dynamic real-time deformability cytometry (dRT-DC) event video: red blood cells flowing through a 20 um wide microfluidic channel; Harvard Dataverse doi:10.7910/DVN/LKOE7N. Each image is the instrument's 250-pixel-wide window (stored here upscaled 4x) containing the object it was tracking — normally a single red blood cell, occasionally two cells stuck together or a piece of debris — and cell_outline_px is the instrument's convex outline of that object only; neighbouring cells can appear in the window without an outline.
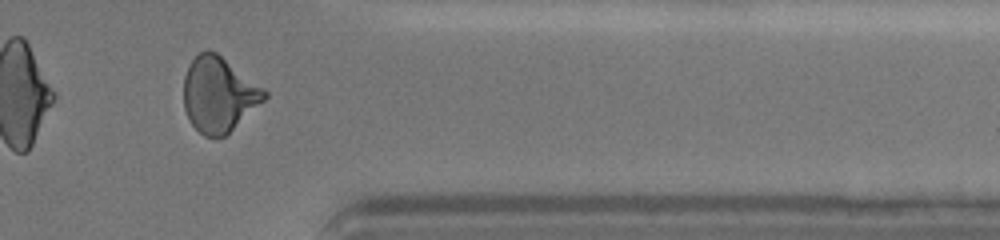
{"species": "human", "species_latin": "Homo sapiens", "temperature_condition": "cold", "stored_images_in_passage": 36, "camera_frame_rate_fps": 3000, "um_per_image_px": 0.085, "donor": {"sex": "female"}, "frame": {"image": 1, "passage_image": 34, "time_ms": 16.667, "image_size_px": [1000, 240], "cell_outline_px": [[268, 96], [264, 100], [224, 136], [204, 136], [188, 120], [184, 108], [184, 76], [188, 64], [200, 52], [216, 52], [264, 88], [268, 92]], "centroid_in_image_um": [18.58, 8.03], "position_along_channel_um": 392.8, "area_um2": 34.74}, "authors_computed_cell_mechanics": {"area_um2": 36.6163, "velocity_mm_per_s": 3.6403, "shape_relaxation_time_tau1_ms": 4.3015, "shape_relaxation_time_tau2_ms": 1.9074, "deformation_change_tau1": 0.156, "deformation_change_tau2": 0.0815}}